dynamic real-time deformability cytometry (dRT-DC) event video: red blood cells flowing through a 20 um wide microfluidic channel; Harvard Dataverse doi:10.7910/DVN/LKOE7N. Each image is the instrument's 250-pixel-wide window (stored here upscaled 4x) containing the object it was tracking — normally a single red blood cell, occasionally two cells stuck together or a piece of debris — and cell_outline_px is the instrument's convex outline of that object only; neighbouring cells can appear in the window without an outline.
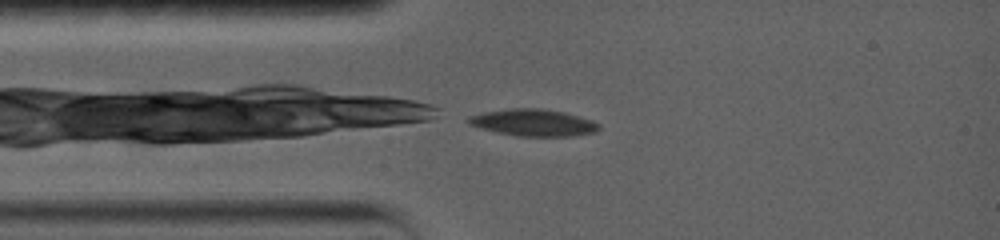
{"species": "common noctule bat (a hibernating species)", "species_latin": "Nyctalus noctula", "temperature_condition": "warm", "stored_images_in_passage": 48, "camera_frame_rate_fps": 5000, "um_per_image_px": 0.085, "animal": {"sex": "female", "body_mass_g": 19.0, "forearm_length_mm": 56.7}, "frame": {"image": 1, "passage_image": 1, "time_ms": 0.0, "image_size_px": [1000, 240], "cell_outline_px": [[600, 128], [596, 132], [568, 136], [516, 136], [496, 132], [480, 128], [468, 124], [468, 116], [484, 112], [512, 108], [544, 108], [564, 112], [592, 120], [600, 124]], "centroid_in_image_um": [45.33, 10.42], "position_along_channel_um": 39.7, "area_um2": 20.46}}
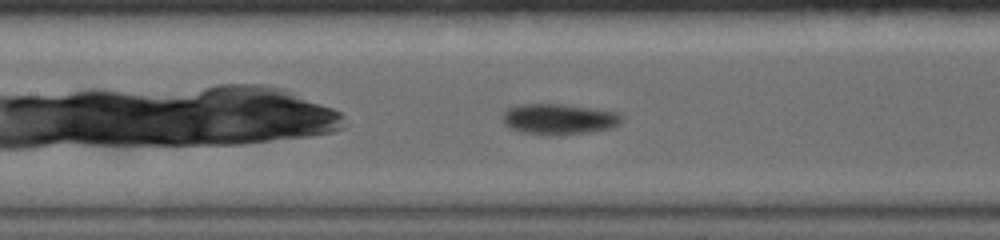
{"frame": {"image": 2, "passage_image": 18, "time_ms": 3.4, "image_size_px": [1000, 240], "cell_outline_px": [[624, 116], [620, 124], [612, 128], [588, 132], [556, 136], [520, 132], [508, 128], [504, 124], [500, 116], [508, 108], [516, 104], [564, 104], [592, 108], [616, 112]], "centroid_in_image_um": [47.47, 10.13], "position_along_channel_um": 159.9, "area_um2": 21.73}}
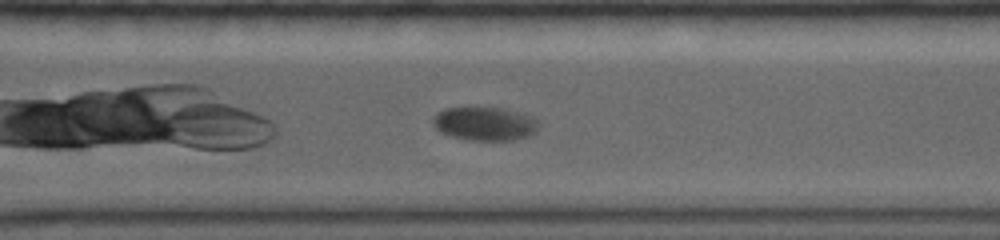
{"frame": {"image": 3, "passage_image": 39, "time_ms": 7.6, "image_size_px": [1000, 240], "cell_outline_px": [[540, 128], [536, 132], [528, 136], [512, 140], [472, 140], [452, 136], [440, 132], [432, 124], [432, 120], [436, 112], [448, 108], [504, 108], [532, 116], [540, 124]], "centroid_in_image_um": [41.23, 10.52], "position_along_channel_um": 329.4, "area_um2": 20.69}}